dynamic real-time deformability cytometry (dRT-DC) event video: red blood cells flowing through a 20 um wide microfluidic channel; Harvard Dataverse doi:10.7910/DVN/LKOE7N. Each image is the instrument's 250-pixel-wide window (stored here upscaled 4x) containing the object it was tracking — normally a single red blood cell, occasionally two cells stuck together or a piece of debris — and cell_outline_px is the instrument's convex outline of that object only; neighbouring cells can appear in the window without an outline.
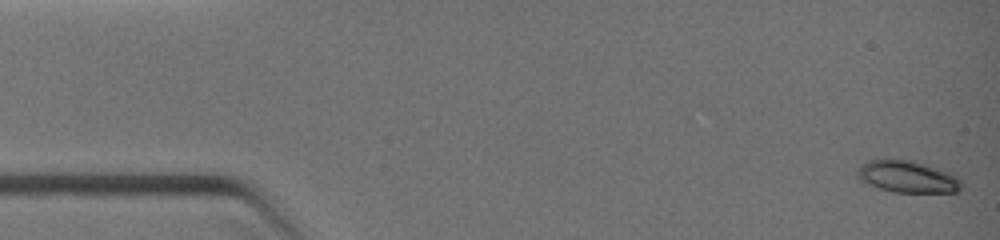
{"species": "common noctule bat (a hibernating species)", "species_latin": "Nyctalus noctula", "temperature_condition": "warm", "stored_images_in_passage": 12, "camera_frame_rate_fps": 3000, "um_per_image_px": 0.085, "animal": {"sex": "female", "body_mass_g": 19.0, "forearm_length_mm": 51.5}, "frame": {"image": 1, "passage_image": 1, "time_ms": 0.0, "image_size_px": [1000, 240], "cell_outline_px": [[960, 192], [892, 192], [880, 188], [860, 180], [856, 176], [856, 172], [868, 160], [912, 160], [940, 168], [952, 172], [960, 180]], "centroid_in_image_um": [77.18, 15.02], "position_along_channel_um": 7.8, "area_um2": 19.19}}
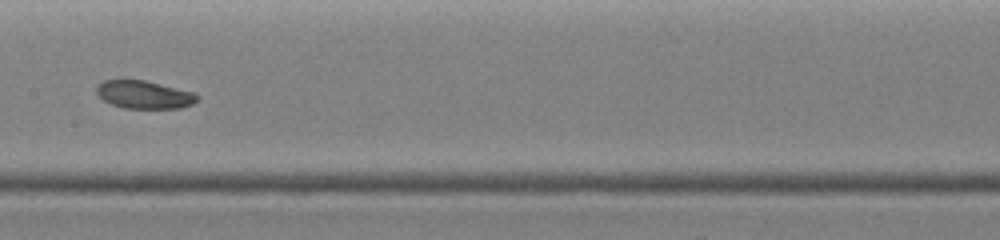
{"frame": {"image": 2, "passage_image": 9, "time_ms": 6.0, "image_size_px": [1000, 240], "cell_outline_px": [[200, 96], [192, 104], [180, 108], [124, 108], [112, 104], [104, 100], [96, 92], [96, 88], [104, 80], [120, 76], [144, 80], [196, 92]], "centroid_in_image_um": [12.23, 8.0], "position_along_channel_um": 195.2, "area_um2": 16.88}}
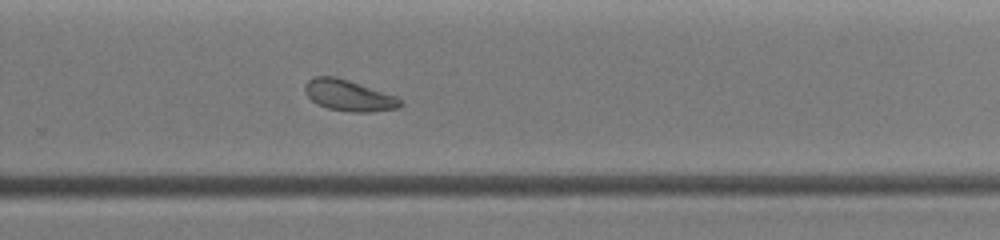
{"frame": {"image": 3, "passage_image": 12, "time_ms": 8.0, "image_size_px": [1000, 240], "cell_outline_px": [[404, 104], [400, 108], [368, 112], [348, 112], [328, 108], [316, 104], [304, 92], [304, 84], [308, 80], [316, 76], [336, 76], [396, 96]], "centroid_in_image_um": [29.63, 8.12], "position_along_channel_um": 300.2, "area_um2": 17.34}}